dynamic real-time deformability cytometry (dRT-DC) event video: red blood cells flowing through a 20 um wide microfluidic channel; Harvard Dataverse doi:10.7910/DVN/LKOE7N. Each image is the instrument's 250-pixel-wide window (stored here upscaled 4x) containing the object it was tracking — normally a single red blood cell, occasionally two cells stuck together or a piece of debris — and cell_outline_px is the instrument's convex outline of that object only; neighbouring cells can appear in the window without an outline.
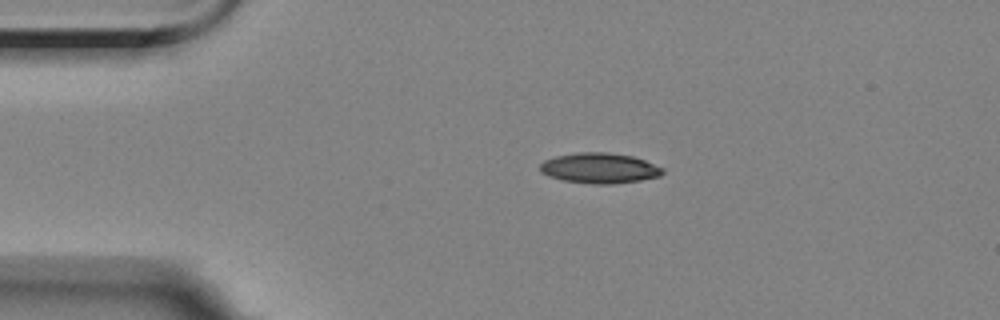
{"species": "Egyptian fruit bat (a non-hibernating species)", "species_latin": "Rousettus aegyptiacus", "temperature_condition": "room temperature", "stored_images_in_passage": 2, "camera_frame_rate_fps": 3000, "um_per_image_px": 0.085, "animal": {"sex": "female"}, "frame": {"image": 1, "passage_image": 1, "time_ms": 0.0, "image_size_px": [1000, 320], "cell_outline_px": [[664, 172], [660, 176], [640, 180], [612, 184], [592, 184], [564, 180], [548, 176], [540, 172], [540, 164], [544, 160], [556, 156], [576, 152], [608, 152], [632, 156], [644, 160], [664, 168]], "centroid_in_image_um": [50.95, 14.29], "position_along_channel_um": 34.1, "area_um2": 21.73}}